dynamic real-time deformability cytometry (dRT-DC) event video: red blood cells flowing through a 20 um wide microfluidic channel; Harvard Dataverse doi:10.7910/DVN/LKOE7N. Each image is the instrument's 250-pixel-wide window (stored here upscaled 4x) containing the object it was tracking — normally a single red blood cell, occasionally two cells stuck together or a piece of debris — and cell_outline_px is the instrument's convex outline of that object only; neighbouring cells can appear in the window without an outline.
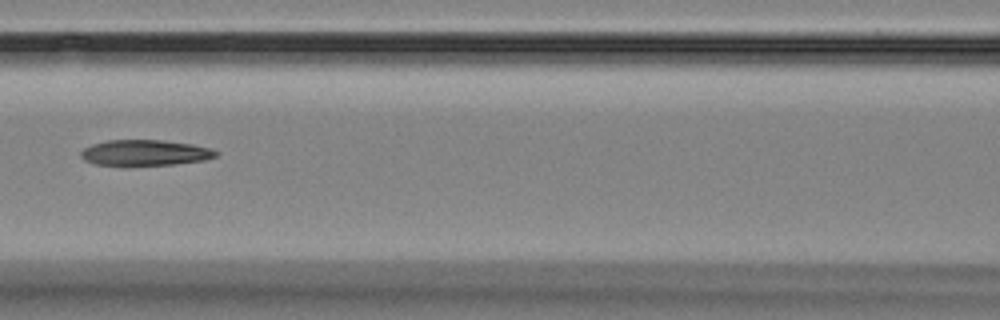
{"species": "Egyptian fruit bat (a non-hibernating species)", "species_latin": "Rousettus aegyptiacus", "temperature_condition": "room temperature", "stored_images_in_passage": 4, "camera_frame_rate_fps": 3000, "um_per_image_px": 0.085, "animal": {"sex": "female"}, "frame": {"image": 1, "passage_image": 4, "time_ms": 3.333, "image_size_px": [1000, 320], "cell_outline_px": [[220, 152], [216, 156], [204, 160], [172, 164], [124, 168], [96, 164], [84, 160], [80, 156], [80, 152], [84, 148], [92, 144], [108, 140], [164, 140], [192, 144], [208, 148]], "centroid_in_image_um": [12.26, 13.02], "position_along_channel_um": 154.3, "area_um2": 20.92}}